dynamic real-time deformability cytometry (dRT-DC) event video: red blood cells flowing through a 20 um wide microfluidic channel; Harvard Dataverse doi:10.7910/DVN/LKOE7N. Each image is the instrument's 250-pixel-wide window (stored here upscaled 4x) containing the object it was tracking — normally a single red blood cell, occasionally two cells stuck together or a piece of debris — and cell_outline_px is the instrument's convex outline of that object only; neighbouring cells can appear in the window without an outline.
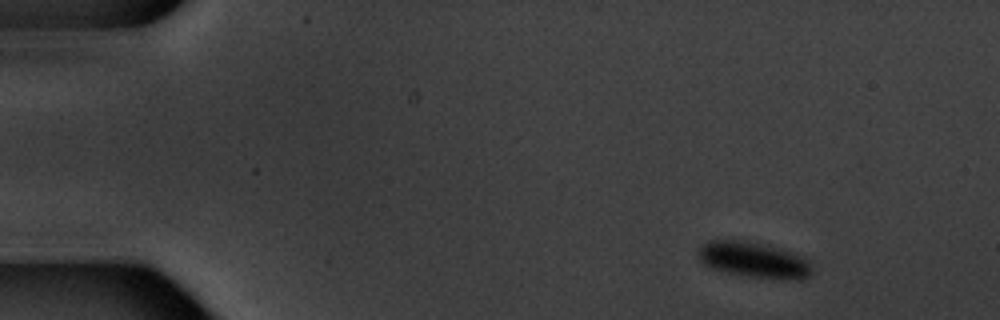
{"species": "common noctule bat (a hibernating species)", "species_latin": "Nyctalus noctula", "temperature_condition": "warm", "stored_images_in_passage": 4, "camera_frame_rate_fps": 3000, "um_per_image_px": 0.085, "animal": {"sex": "male", "body_mass_g": 20.1, "forearm_length_mm": 53.5}, "frame": {"image": 1, "passage_image": 1, "time_ms": 0.0, "image_size_px": [1000, 320], "cell_outline_px": [[812, 276], [800, 280], [784, 280], [740, 276], [712, 268], [704, 264], [696, 256], [696, 252], [700, 244], [708, 240], [736, 240], [756, 244], [804, 256], [808, 260], [812, 268]], "centroid_in_image_um": [64.04, 22.14], "position_along_channel_um": 21.0, "area_um2": 23.81}}
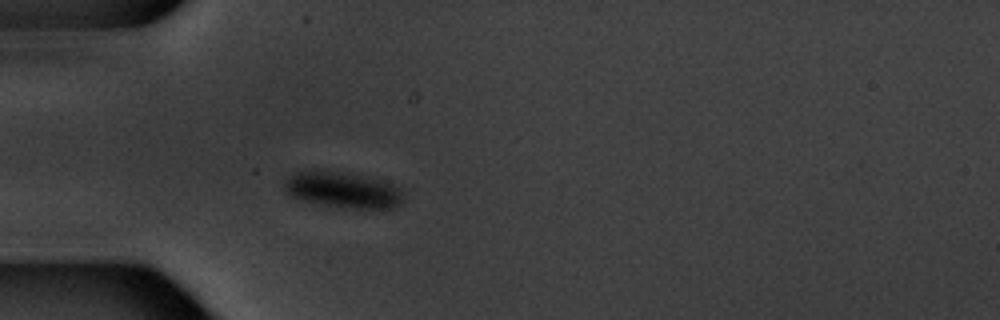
{"frame": {"image": 2, "passage_image": 4, "time_ms": 3.667, "image_size_px": [1000, 320], "cell_outline_px": [[400, 204], [396, 208], [344, 208], [304, 200], [292, 196], [284, 188], [284, 180], [296, 172], [336, 172], [376, 180], [392, 184], [400, 188]], "centroid_in_image_um": [29.13, 16.18], "position_along_channel_um": 55.9, "area_um2": 23.7}}